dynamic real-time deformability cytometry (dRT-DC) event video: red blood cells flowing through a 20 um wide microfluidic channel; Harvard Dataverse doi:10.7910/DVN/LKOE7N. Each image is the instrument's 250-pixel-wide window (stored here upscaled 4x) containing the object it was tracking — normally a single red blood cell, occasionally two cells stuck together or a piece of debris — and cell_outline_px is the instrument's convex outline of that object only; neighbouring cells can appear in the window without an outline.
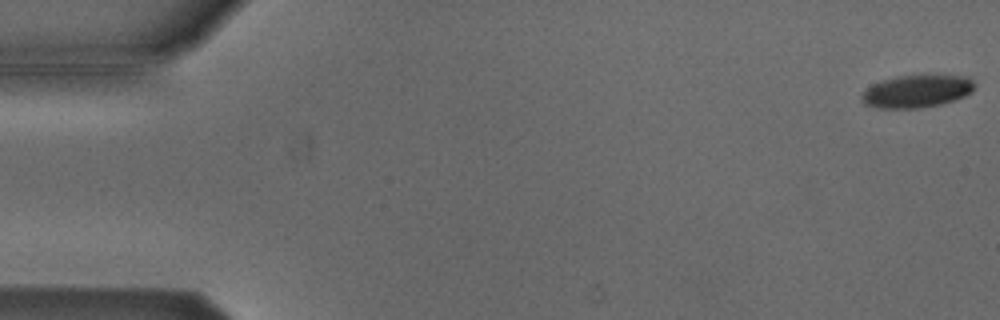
{"species": "Egyptian fruit bat (a non-hibernating species)", "species_latin": "Rousettus aegyptiacus", "temperature_condition": "cold", "stored_images_in_passage": 5, "camera_frame_rate_fps": 3000, "um_per_image_px": 0.085, "animal": {"sex": "male"}, "frame": {"image": 1, "passage_image": 1, "time_ms": 0.0, "image_size_px": [1000, 320], "cell_outline_px": [[976, 84], [972, 92], [956, 100], [940, 104], [920, 108], [876, 108], [864, 104], [860, 100], [860, 96], [872, 84], [896, 76], [968, 76]], "centroid_in_image_um": [77.92, 7.77], "position_along_channel_um": 7.1, "area_um2": 21.39}}